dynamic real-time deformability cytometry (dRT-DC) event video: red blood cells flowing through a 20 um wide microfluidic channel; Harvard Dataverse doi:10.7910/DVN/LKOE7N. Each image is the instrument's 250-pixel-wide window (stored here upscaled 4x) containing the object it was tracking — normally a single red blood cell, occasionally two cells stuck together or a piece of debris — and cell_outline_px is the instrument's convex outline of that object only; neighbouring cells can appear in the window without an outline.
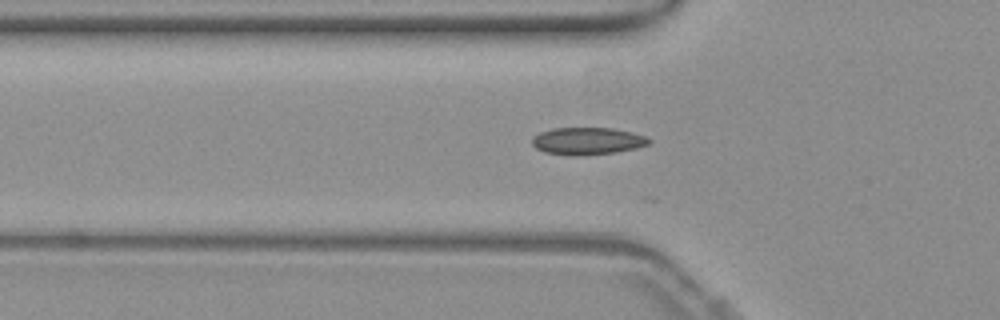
{"species": "common noctule bat (a hibernating species)", "species_latin": "Nyctalus noctula", "temperature_condition": "warm", "stored_images_in_passage": 9, "camera_frame_rate_fps": 3000, "um_per_image_px": 0.085, "animal": {"sex": "female", "body_mass_g": 19.3, "forearm_length_mm": 54.1}, "frame": {"image": 1, "passage_image": 3, "time_ms": 0.667, "image_size_px": [1000, 320], "cell_outline_px": [[652, 140], [648, 144], [636, 148], [616, 152], [580, 156], [572, 156], [544, 152], [536, 148], [532, 144], [532, 136], [540, 132], [552, 128], [612, 128], [632, 132], [644, 136]], "centroid_in_image_um": [49.9, 11.99], "position_along_channel_um": 75.9, "area_um2": 18.67}}
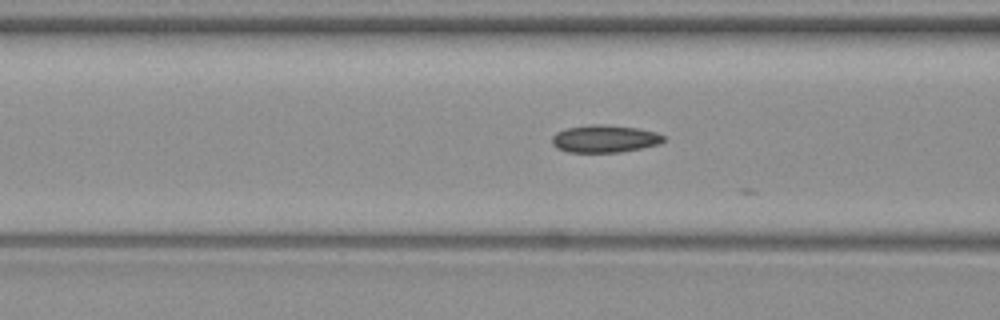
{"frame": {"image": 2, "passage_image": 6, "time_ms": 1.667, "image_size_px": [1000, 320], "cell_outline_px": [[664, 140], [660, 144], [620, 152], [568, 152], [556, 148], [552, 144], [552, 136], [556, 132], [568, 128], [592, 124], [604, 124], [640, 128], [656, 132], [664, 136]], "centroid_in_image_um": [51.39, 11.79], "position_along_channel_um": 115.2, "area_um2": 17.92}}